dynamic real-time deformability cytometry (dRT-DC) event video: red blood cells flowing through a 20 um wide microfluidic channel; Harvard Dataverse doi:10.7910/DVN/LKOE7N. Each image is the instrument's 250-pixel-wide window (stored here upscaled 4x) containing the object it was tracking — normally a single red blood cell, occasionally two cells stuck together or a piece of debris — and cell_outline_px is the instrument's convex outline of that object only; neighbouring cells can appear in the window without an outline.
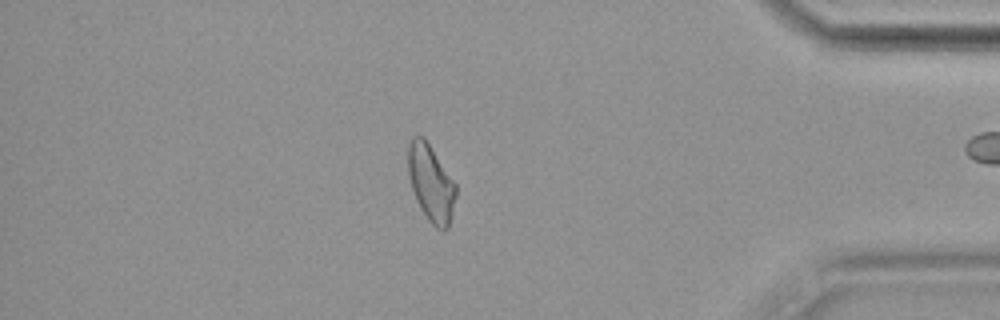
{"species": "common noctule bat (a hibernating species)", "species_latin": "Nyctalus noctula", "temperature_condition": "cold", "stored_images_in_passage": 55, "camera_frame_rate_fps": 3000, "um_per_image_px": 0.085, "animal": {"sex": "female", "body_mass_g": 19.9}, "frame": {"image": 1, "passage_image": 47, "time_ms": 15.333, "image_size_px": [1000, 320], "cell_outline_px": [[456, 196], [448, 228], [444, 232], [436, 228], [428, 220], [420, 208], [416, 200], [408, 176], [408, 144], [412, 136], [424, 136], [456, 184]], "centroid_in_image_um": [36.62, 15.56], "position_along_channel_um": 398.6, "area_um2": 21.44}}